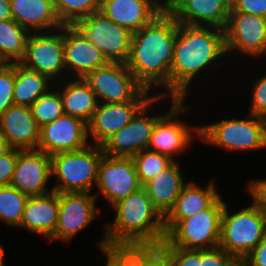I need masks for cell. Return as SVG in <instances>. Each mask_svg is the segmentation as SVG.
Masks as SVG:
<instances>
[{
	"instance_id": "obj_1",
	"label": "cell",
	"mask_w": 266,
	"mask_h": 266,
	"mask_svg": "<svg viewBox=\"0 0 266 266\" xmlns=\"http://www.w3.org/2000/svg\"><path fill=\"white\" fill-rule=\"evenodd\" d=\"M178 22L165 8L148 25L132 33L126 65L147 90L166 88L156 95L170 97V68ZM151 89V90H150Z\"/></svg>"
},
{
	"instance_id": "obj_2",
	"label": "cell",
	"mask_w": 266,
	"mask_h": 266,
	"mask_svg": "<svg viewBox=\"0 0 266 266\" xmlns=\"http://www.w3.org/2000/svg\"><path fill=\"white\" fill-rule=\"evenodd\" d=\"M226 55L223 29L178 23L170 68V96L185 100L190 93L189 86L192 81L194 83L199 75L211 70L210 68L216 66L218 60L221 62Z\"/></svg>"
},
{
	"instance_id": "obj_3",
	"label": "cell",
	"mask_w": 266,
	"mask_h": 266,
	"mask_svg": "<svg viewBox=\"0 0 266 266\" xmlns=\"http://www.w3.org/2000/svg\"><path fill=\"white\" fill-rule=\"evenodd\" d=\"M114 221L105 225L101 250L106 244H161L165 240L164 217L142 186L112 206Z\"/></svg>"
},
{
	"instance_id": "obj_4",
	"label": "cell",
	"mask_w": 266,
	"mask_h": 266,
	"mask_svg": "<svg viewBox=\"0 0 266 266\" xmlns=\"http://www.w3.org/2000/svg\"><path fill=\"white\" fill-rule=\"evenodd\" d=\"M225 201L221 195L207 208L186 219H164L167 246L204 250L219 246L221 216Z\"/></svg>"
},
{
	"instance_id": "obj_5",
	"label": "cell",
	"mask_w": 266,
	"mask_h": 266,
	"mask_svg": "<svg viewBox=\"0 0 266 266\" xmlns=\"http://www.w3.org/2000/svg\"><path fill=\"white\" fill-rule=\"evenodd\" d=\"M228 209L225 203L219 247L241 263L264 238L266 214L254 202L233 214Z\"/></svg>"
},
{
	"instance_id": "obj_6",
	"label": "cell",
	"mask_w": 266,
	"mask_h": 266,
	"mask_svg": "<svg viewBox=\"0 0 266 266\" xmlns=\"http://www.w3.org/2000/svg\"><path fill=\"white\" fill-rule=\"evenodd\" d=\"M104 156L102 146L89 144L78 151L51 155V172L58 182L53 191L58 193L89 192L96 185L98 167Z\"/></svg>"
},
{
	"instance_id": "obj_7",
	"label": "cell",
	"mask_w": 266,
	"mask_h": 266,
	"mask_svg": "<svg viewBox=\"0 0 266 266\" xmlns=\"http://www.w3.org/2000/svg\"><path fill=\"white\" fill-rule=\"evenodd\" d=\"M200 140L225 151H252L266 149L265 117L248 113L246 119H222L200 125Z\"/></svg>"
},
{
	"instance_id": "obj_8",
	"label": "cell",
	"mask_w": 266,
	"mask_h": 266,
	"mask_svg": "<svg viewBox=\"0 0 266 266\" xmlns=\"http://www.w3.org/2000/svg\"><path fill=\"white\" fill-rule=\"evenodd\" d=\"M83 39L92 42L109 63L126 64L132 32L106 17L101 11L69 25Z\"/></svg>"
},
{
	"instance_id": "obj_9",
	"label": "cell",
	"mask_w": 266,
	"mask_h": 266,
	"mask_svg": "<svg viewBox=\"0 0 266 266\" xmlns=\"http://www.w3.org/2000/svg\"><path fill=\"white\" fill-rule=\"evenodd\" d=\"M170 99V110L162 113V116L156 121L147 149L175 160L173 156L176 154L178 156L185 150L187 152L192 139H194V134L197 139H200V126L196 124V126L189 127L187 122L180 120L179 116L192 107L185 103L186 100H179L171 96Z\"/></svg>"
},
{
	"instance_id": "obj_10",
	"label": "cell",
	"mask_w": 266,
	"mask_h": 266,
	"mask_svg": "<svg viewBox=\"0 0 266 266\" xmlns=\"http://www.w3.org/2000/svg\"><path fill=\"white\" fill-rule=\"evenodd\" d=\"M19 63L28 69L44 74L59 85L61 78L64 83L66 77L64 26L53 31L30 33L24 58Z\"/></svg>"
},
{
	"instance_id": "obj_11",
	"label": "cell",
	"mask_w": 266,
	"mask_h": 266,
	"mask_svg": "<svg viewBox=\"0 0 266 266\" xmlns=\"http://www.w3.org/2000/svg\"><path fill=\"white\" fill-rule=\"evenodd\" d=\"M164 99V96L156 95L127 125L109 137L101 145L104 154L114 157H134L139 152L146 150L155 123L162 116V114L148 116V112L155 109L154 103L158 104Z\"/></svg>"
},
{
	"instance_id": "obj_12",
	"label": "cell",
	"mask_w": 266,
	"mask_h": 266,
	"mask_svg": "<svg viewBox=\"0 0 266 266\" xmlns=\"http://www.w3.org/2000/svg\"><path fill=\"white\" fill-rule=\"evenodd\" d=\"M83 79L96 94L99 103L133 101L145 89L123 63H108Z\"/></svg>"
},
{
	"instance_id": "obj_13",
	"label": "cell",
	"mask_w": 266,
	"mask_h": 266,
	"mask_svg": "<svg viewBox=\"0 0 266 266\" xmlns=\"http://www.w3.org/2000/svg\"><path fill=\"white\" fill-rule=\"evenodd\" d=\"M225 32L226 52L251 58L266 55V18L230 11Z\"/></svg>"
},
{
	"instance_id": "obj_14",
	"label": "cell",
	"mask_w": 266,
	"mask_h": 266,
	"mask_svg": "<svg viewBox=\"0 0 266 266\" xmlns=\"http://www.w3.org/2000/svg\"><path fill=\"white\" fill-rule=\"evenodd\" d=\"M98 194L89 192L59 193L57 227L49 241L70 242L79 232L99 217L96 208Z\"/></svg>"
},
{
	"instance_id": "obj_15",
	"label": "cell",
	"mask_w": 266,
	"mask_h": 266,
	"mask_svg": "<svg viewBox=\"0 0 266 266\" xmlns=\"http://www.w3.org/2000/svg\"><path fill=\"white\" fill-rule=\"evenodd\" d=\"M144 89L133 101L99 103L88 126V138L94 145H102L109 137L127 125L156 95Z\"/></svg>"
},
{
	"instance_id": "obj_16",
	"label": "cell",
	"mask_w": 266,
	"mask_h": 266,
	"mask_svg": "<svg viewBox=\"0 0 266 266\" xmlns=\"http://www.w3.org/2000/svg\"><path fill=\"white\" fill-rule=\"evenodd\" d=\"M142 185L139 182L133 157L105 155L98 167L96 187L112 207Z\"/></svg>"
},
{
	"instance_id": "obj_17",
	"label": "cell",
	"mask_w": 266,
	"mask_h": 266,
	"mask_svg": "<svg viewBox=\"0 0 266 266\" xmlns=\"http://www.w3.org/2000/svg\"><path fill=\"white\" fill-rule=\"evenodd\" d=\"M91 144L87 123L64 114L51 123L40 127L38 150L48 155L78 151Z\"/></svg>"
},
{
	"instance_id": "obj_18",
	"label": "cell",
	"mask_w": 266,
	"mask_h": 266,
	"mask_svg": "<svg viewBox=\"0 0 266 266\" xmlns=\"http://www.w3.org/2000/svg\"><path fill=\"white\" fill-rule=\"evenodd\" d=\"M51 176L50 155L38 149H17V161L10 185L29 197L41 196L53 191L46 186Z\"/></svg>"
},
{
	"instance_id": "obj_19",
	"label": "cell",
	"mask_w": 266,
	"mask_h": 266,
	"mask_svg": "<svg viewBox=\"0 0 266 266\" xmlns=\"http://www.w3.org/2000/svg\"><path fill=\"white\" fill-rule=\"evenodd\" d=\"M165 8L184 25L214 26L225 29L231 0H165Z\"/></svg>"
},
{
	"instance_id": "obj_20",
	"label": "cell",
	"mask_w": 266,
	"mask_h": 266,
	"mask_svg": "<svg viewBox=\"0 0 266 266\" xmlns=\"http://www.w3.org/2000/svg\"><path fill=\"white\" fill-rule=\"evenodd\" d=\"M165 9V0H101L100 11L134 33Z\"/></svg>"
},
{
	"instance_id": "obj_21",
	"label": "cell",
	"mask_w": 266,
	"mask_h": 266,
	"mask_svg": "<svg viewBox=\"0 0 266 266\" xmlns=\"http://www.w3.org/2000/svg\"><path fill=\"white\" fill-rule=\"evenodd\" d=\"M64 62L66 79L84 78L109 63L92 42L83 39L69 25H64Z\"/></svg>"
},
{
	"instance_id": "obj_22",
	"label": "cell",
	"mask_w": 266,
	"mask_h": 266,
	"mask_svg": "<svg viewBox=\"0 0 266 266\" xmlns=\"http://www.w3.org/2000/svg\"><path fill=\"white\" fill-rule=\"evenodd\" d=\"M0 132L12 149L38 148L40 127L28 106L12 105L0 116Z\"/></svg>"
},
{
	"instance_id": "obj_23",
	"label": "cell",
	"mask_w": 266,
	"mask_h": 266,
	"mask_svg": "<svg viewBox=\"0 0 266 266\" xmlns=\"http://www.w3.org/2000/svg\"><path fill=\"white\" fill-rule=\"evenodd\" d=\"M59 193L52 191L41 196H30L26 202L19 228L49 239L57 227Z\"/></svg>"
},
{
	"instance_id": "obj_24",
	"label": "cell",
	"mask_w": 266,
	"mask_h": 266,
	"mask_svg": "<svg viewBox=\"0 0 266 266\" xmlns=\"http://www.w3.org/2000/svg\"><path fill=\"white\" fill-rule=\"evenodd\" d=\"M13 20L29 33L48 32L64 25L59 20L54 0H9Z\"/></svg>"
},
{
	"instance_id": "obj_25",
	"label": "cell",
	"mask_w": 266,
	"mask_h": 266,
	"mask_svg": "<svg viewBox=\"0 0 266 266\" xmlns=\"http://www.w3.org/2000/svg\"><path fill=\"white\" fill-rule=\"evenodd\" d=\"M183 177L178 161L174 160L165 170L159 172L143 185L153 206L163 217L174 206L186 184Z\"/></svg>"
},
{
	"instance_id": "obj_26",
	"label": "cell",
	"mask_w": 266,
	"mask_h": 266,
	"mask_svg": "<svg viewBox=\"0 0 266 266\" xmlns=\"http://www.w3.org/2000/svg\"><path fill=\"white\" fill-rule=\"evenodd\" d=\"M66 80L65 84L58 88L64 112L88 124L99 105L97 96L83 78H74V80L67 78Z\"/></svg>"
},
{
	"instance_id": "obj_27",
	"label": "cell",
	"mask_w": 266,
	"mask_h": 266,
	"mask_svg": "<svg viewBox=\"0 0 266 266\" xmlns=\"http://www.w3.org/2000/svg\"><path fill=\"white\" fill-rule=\"evenodd\" d=\"M215 186L214 179L205 188L193 181L186 183L164 219H186L207 209L220 196Z\"/></svg>"
},
{
	"instance_id": "obj_28",
	"label": "cell",
	"mask_w": 266,
	"mask_h": 266,
	"mask_svg": "<svg viewBox=\"0 0 266 266\" xmlns=\"http://www.w3.org/2000/svg\"><path fill=\"white\" fill-rule=\"evenodd\" d=\"M53 83L44 74L15 63L14 105L30 107Z\"/></svg>"
},
{
	"instance_id": "obj_29",
	"label": "cell",
	"mask_w": 266,
	"mask_h": 266,
	"mask_svg": "<svg viewBox=\"0 0 266 266\" xmlns=\"http://www.w3.org/2000/svg\"><path fill=\"white\" fill-rule=\"evenodd\" d=\"M29 35L15 20H0V57L6 63H19L24 58Z\"/></svg>"
},
{
	"instance_id": "obj_30",
	"label": "cell",
	"mask_w": 266,
	"mask_h": 266,
	"mask_svg": "<svg viewBox=\"0 0 266 266\" xmlns=\"http://www.w3.org/2000/svg\"><path fill=\"white\" fill-rule=\"evenodd\" d=\"M28 198L12 185L0 186V220L19 228Z\"/></svg>"
},
{
	"instance_id": "obj_31",
	"label": "cell",
	"mask_w": 266,
	"mask_h": 266,
	"mask_svg": "<svg viewBox=\"0 0 266 266\" xmlns=\"http://www.w3.org/2000/svg\"><path fill=\"white\" fill-rule=\"evenodd\" d=\"M30 108L39 127L51 123L65 114L60 93L54 87L41 95Z\"/></svg>"
},
{
	"instance_id": "obj_32",
	"label": "cell",
	"mask_w": 266,
	"mask_h": 266,
	"mask_svg": "<svg viewBox=\"0 0 266 266\" xmlns=\"http://www.w3.org/2000/svg\"><path fill=\"white\" fill-rule=\"evenodd\" d=\"M101 0H54L57 16L63 25L100 11Z\"/></svg>"
},
{
	"instance_id": "obj_33",
	"label": "cell",
	"mask_w": 266,
	"mask_h": 266,
	"mask_svg": "<svg viewBox=\"0 0 266 266\" xmlns=\"http://www.w3.org/2000/svg\"><path fill=\"white\" fill-rule=\"evenodd\" d=\"M133 159L139 182L142 186L159 172L165 170L174 161L167 155L148 149L139 152Z\"/></svg>"
},
{
	"instance_id": "obj_34",
	"label": "cell",
	"mask_w": 266,
	"mask_h": 266,
	"mask_svg": "<svg viewBox=\"0 0 266 266\" xmlns=\"http://www.w3.org/2000/svg\"><path fill=\"white\" fill-rule=\"evenodd\" d=\"M15 84V63L0 66V116L12 105Z\"/></svg>"
},
{
	"instance_id": "obj_35",
	"label": "cell",
	"mask_w": 266,
	"mask_h": 266,
	"mask_svg": "<svg viewBox=\"0 0 266 266\" xmlns=\"http://www.w3.org/2000/svg\"><path fill=\"white\" fill-rule=\"evenodd\" d=\"M201 250L169 246L170 266H200Z\"/></svg>"
},
{
	"instance_id": "obj_36",
	"label": "cell",
	"mask_w": 266,
	"mask_h": 266,
	"mask_svg": "<svg viewBox=\"0 0 266 266\" xmlns=\"http://www.w3.org/2000/svg\"><path fill=\"white\" fill-rule=\"evenodd\" d=\"M200 266H240V263L218 246L201 250Z\"/></svg>"
},
{
	"instance_id": "obj_37",
	"label": "cell",
	"mask_w": 266,
	"mask_h": 266,
	"mask_svg": "<svg viewBox=\"0 0 266 266\" xmlns=\"http://www.w3.org/2000/svg\"><path fill=\"white\" fill-rule=\"evenodd\" d=\"M252 87L250 114L266 118V74L255 80Z\"/></svg>"
},
{
	"instance_id": "obj_38",
	"label": "cell",
	"mask_w": 266,
	"mask_h": 266,
	"mask_svg": "<svg viewBox=\"0 0 266 266\" xmlns=\"http://www.w3.org/2000/svg\"><path fill=\"white\" fill-rule=\"evenodd\" d=\"M101 252L107 259L105 266H129V244H106Z\"/></svg>"
},
{
	"instance_id": "obj_39",
	"label": "cell",
	"mask_w": 266,
	"mask_h": 266,
	"mask_svg": "<svg viewBox=\"0 0 266 266\" xmlns=\"http://www.w3.org/2000/svg\"><path fill=\"white\" fill-rule=\"evenodd\" d=\"M145 266H170L169 246L161 244H146Z\"/></svg>"
},
{
	"instance_id": "obj_40",
	"label": "cell",
	"mask_w": 266,
	"mask_h": 266,
	"mask_svg": "<svg viewBox=\"0 0 266 266\" xmlns=\"http://www.w3.org/2000/svg\"><path fill=\"white\" fill-rule=\"evenodd\" d=\"M230 11H239L266 18V0H231Z\"/></svg>"
},
{
	"instance_id": "obj_41",
	"label": "cell",
	"mask_w": 266,
	"mask_h": 266,
	"mask_svg": "<svg viewBox=\"0 0 266 266\" xmlns=\"http://www.w3.org/2000/svg\"><path fill=\"white\" fill-rule=\"evenodd\" d=\"M17 161V149H11L0 157V186L10 185L15 164Z\"/></svg>"
},
{
	"instance_id": "obj_42",
	"label": "cell",
	"mask_w": 266,
	"mask_h": 266,
	"mask_svg": "<svg viewBox=\"0 0 266 266\" xmlns=\"http://www.w3.org/2000/svg\"><path fill=\"white\" fill-rule=\"evenodd\" d=\"M247 185L251 199L266 214V180L253 179Z\"/></svg>"
},
{
	"instance_id": "obj_43",
	"label": "cell",
	"mask_w": 266,
	"mask_h": 266,
	"mask_svg": "<svg viewBox=\"0 0 266 266\" xmlns=\"http://www.w3.org/2000/svg\"><path fill=\"white\" fill-rule=\"evenodd\" d=\"M240 266H266V233L259 244L240 263Z\"/></svg>"
},
{
	"instance_id": "obj_44",
	"label": "cell",
	"mask_w": 266,
	"mask_h": 266,
	"mask_svg": "<svg viewBox=\"0 0 266 266\" xmlns=\"http://www.w3.org/2000/svg\"><path fill=\"white\" fill-rule=\"evenodd\" d=\"M146 265V244H129V266Z\"/></svg>"
},
{
	"instance_id": "obj_45",
	"label": "cell",
	"mask_w": 266,
	"mask_h": 266,
	"mask_svg": "<svg viewBox=\"0 0 266 266\" xmlns=\"http://www.w3.org/2000/svg\"><path fill=\"white\" fill-rule=\"evenodd\" d=\"M13 19L9 0H0V20Z\"/></svg>"
},
{
	"instance_id": "obj_46",
	"label": "cell",
	"mask_w": 266,
	"mask_h": 266,
	"mask_svg": "<svg viewBox=\"0 0 266 266\" xmlns=\"http://www.w3.org/2000/svg\"><path fill=\"white\" fill-rule=\"evenodd\" d=\"M12 148L8 144V141L3 136V134L0 132V157L7 154Z\"/></svg>"
},
{
	"instance_id": "obj_47",
	"label": "cell",
	"mask_w": 266,
	"mask_h": 266,
	"mask_svg": "<svg viewBox=\"0 0 266 266\" xmlns=\"http://www.w3.org/2000/svg\"><path fill=\"white\" fill-rule=\"evenodd\" d=\"M4 256H5V250L3 248V246L0 244V266H4L3 265V261H4Z\"/></svg>"
},
{
	"instance_id": "obj_48",
	"label": "cell",
	"mask_w": 266,
	"mask_h": 266,
	"mask_svg": "<svg viewBox=\"0 0 266 266\" xmlns=\"http://www.w3.org/2000/svg\"><path fill=\"white\" fill-rule=\"evenodd\" d=\"M6 64V62L0 57V66Z\"/></svg>"
}]
</instances>
